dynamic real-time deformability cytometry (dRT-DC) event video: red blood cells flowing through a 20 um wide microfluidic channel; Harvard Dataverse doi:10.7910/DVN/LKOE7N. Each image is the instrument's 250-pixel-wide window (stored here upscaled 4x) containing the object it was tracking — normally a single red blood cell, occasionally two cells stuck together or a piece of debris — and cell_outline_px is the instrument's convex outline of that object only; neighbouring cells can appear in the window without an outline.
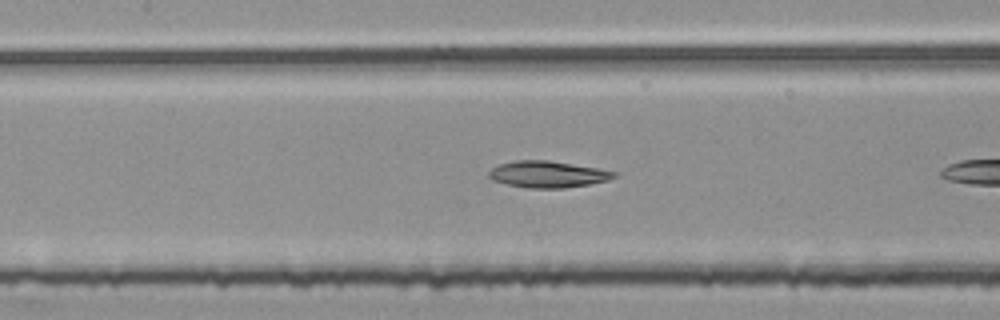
{"species": "common noctule bat (a hibernating species)", "species_latin": "Nyctalus noctula", "temperature_condition": "room temperature", "stored_images_in_passage": 10, "camera_frame_rate_fps": 3000, "um_per_image_px": 0.085, "animal": {"sex": "female", "body_mass_g": 25.1}, "frame": {"image": 1, "passage_image": 9, "time_ms": 2.667, "image_size_px": [1000, 320], "cell_outline_px": [[620, 176], [608, 180], [588, 184], [564, 188], [528, 188], [508, 184], [492, 180], [488, 176], [488, 172], [492, 168], [500, 164], [516, 160], [548, 160], [596, 168], [616, 172]], "centroid_in_image_um": [46.56, 14.81], "position_along_channel_um": 160.8, "area_um2": 19.25}}